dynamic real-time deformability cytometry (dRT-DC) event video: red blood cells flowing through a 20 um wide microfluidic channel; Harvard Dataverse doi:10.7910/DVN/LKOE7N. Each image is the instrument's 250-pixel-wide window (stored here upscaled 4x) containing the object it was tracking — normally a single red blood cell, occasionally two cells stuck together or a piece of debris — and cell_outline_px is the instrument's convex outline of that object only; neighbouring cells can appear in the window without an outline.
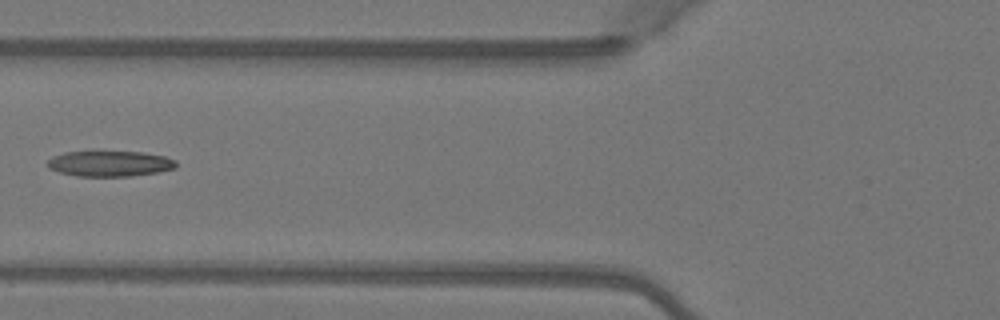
{"species": "Egyptian fruit bat (a non-hibernating species)", "species_latin": "Rousettus aegyptiacus", "temperature_condition": "warm", "stored_images_in_passage": 5, "camera_frame_rate_fps": 3000, "um_per_image_px": 0.085, "animal": {"sex": "female"}, "frame": {"image": 1, "passage_image": 4, "time_ms": 1.0, "image_size_px": [1000, 320], "cell_outline_px": [[176, 168], [156, 172], [132, 176], [76, 176], [60, 172], [48, 168], [48, 160], [52, 156], [64, 152], [144, 152], [164, 156], [176, 160]], "centroid_in_image_um": [9.33, 13.91], "position_along_channel_um": 116.5, "area_um2": 19.07}}
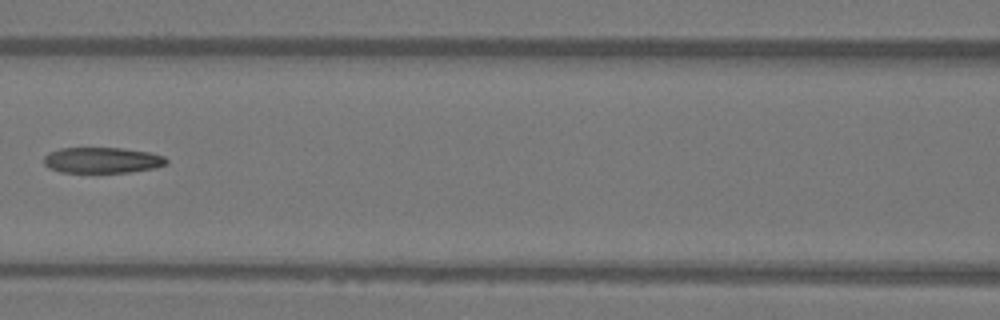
{"frame": {"image": 2, "passage_image": 5, "time_ms": 1.333, "image_size_px": [1000, 320], "cell_outline_px": [[168, 164], [152, 168], [132, 172], [60, 172], [48, 168], [44, 164], [44, 156], [48, 152], [60, 148], [124, 148], [152, 152], [164, 156], [168, 160]], "centroid_in_image_um": [8.69, 13.61], "position_along_channel_um": 157.9, "area_um2": 18.61}}